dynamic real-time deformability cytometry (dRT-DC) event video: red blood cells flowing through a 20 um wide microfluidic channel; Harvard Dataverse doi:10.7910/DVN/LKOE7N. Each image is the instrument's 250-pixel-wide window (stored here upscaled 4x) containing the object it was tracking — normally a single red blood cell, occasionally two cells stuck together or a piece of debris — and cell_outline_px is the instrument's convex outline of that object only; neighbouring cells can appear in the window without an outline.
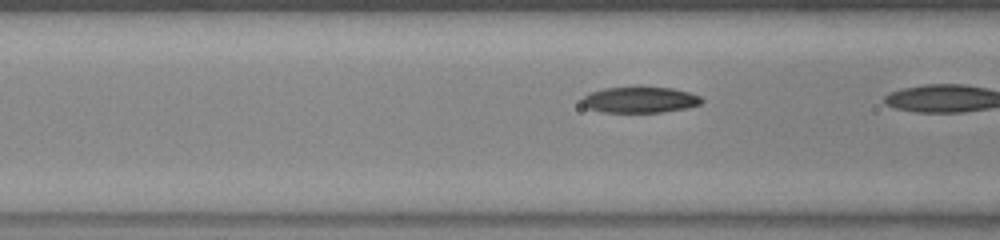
{"species": "common noctule bat (a hibernating species)", "species_latin": "Nyctalus noctula", "temperature_condition": "warm", "stored_images_in_passage": 9, "camera_frame_rate_fps": 3000, "um_per_image_px": 0.085, "animal": {"sex": "female", "body_mass_g": 23.0, "forearm_length_mm": 53.4}, "frame": {"image": 1, "passage_image": 7, "time_ms": 2.0, "image_size_px": [1000, 240], "cell_outline_px": [[704, 100], [700, 104], [688, 108], [660, 112], [600, 112], [588, 108], [580, 100], [588, 92], [604, 88], [640, 84], [672, 88], [688, 92], [700, 96]], "centroid_in_image_um": [54.38, 8.44], "position_along_channel_um": 112.2, "area_um2": 18.9}}